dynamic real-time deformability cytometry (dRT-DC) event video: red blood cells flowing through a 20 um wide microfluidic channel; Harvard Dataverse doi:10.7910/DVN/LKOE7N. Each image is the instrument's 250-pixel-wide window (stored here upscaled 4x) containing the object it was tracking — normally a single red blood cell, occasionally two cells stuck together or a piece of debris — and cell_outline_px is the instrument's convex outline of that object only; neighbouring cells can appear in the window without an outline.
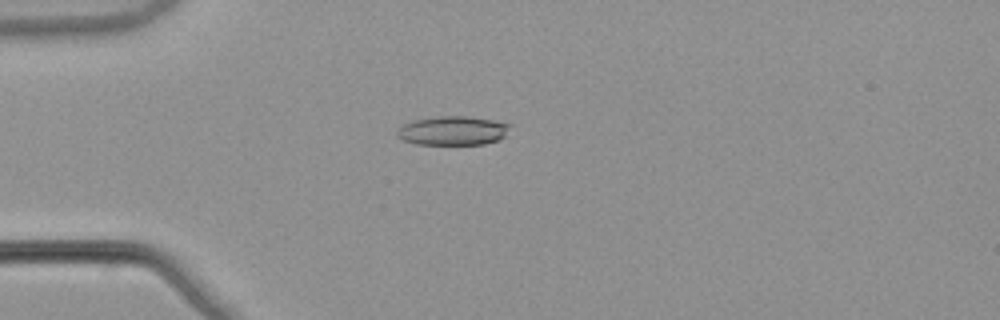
{"species": "common noctule bat (a hibernating species)", "species_latin": "Nyctalus noctula", "temperature_condition": "warm", "stored_images_in_passage": 39, "camera_frame_rate_fps": 3000, "um_per_image_px": 0.085, "animal": {"sex": "male", "body_mass_g": 21.5, "forearm_length_mm": 52.0}, "frame": {"image": 1, "passage_image": 1, "time_ms": 0.0, "image_size_px": [1000, 320], "cell_outline_px": [[512, 124], [504, 136], [500, 140], [484, 144], [416, 144], [404, 140], [396, 136], [396, 132], [404, 124], [412, 120], [436, 116], [468, 116], [492, 120]], "centroid_in_image_um": [38.49, 11.1], "position_along_channel_um": 46.5, "area_um2": 19.13}}
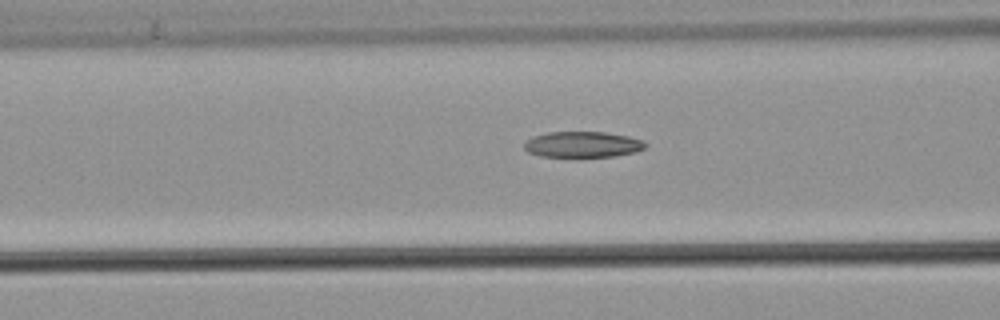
{"frame": {"image": 2, "passage_image": 8, "time_ms": 2.333, "image_size_px": [1000, 320], "cell_outline_px": [[648, 144], [644, 148], [636, 152], [616, 156], [540, 156], [528, 152], [524, 148], [524, 140], [532, 136], [548, 132], [604, 132], [628, 136], [644, 140]], "centroid_in_image_um": [49.52, 12.27], "position_along_channel_um": 117.1, "area_um2": 18.32}}
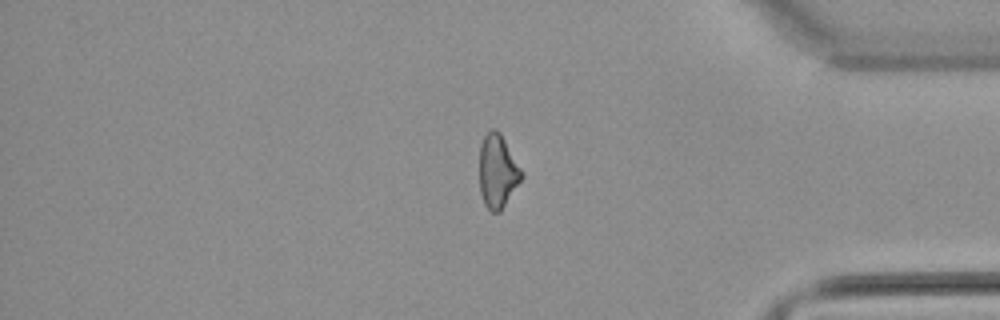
{"frame": {"image": 3, "passage_image": 31, "time_ms": 10.0, "image_size_px": [1000, 320], "cell_outline_px": [[524, 176], [500, 212], [492, 212], [484, 204], [480, 192], [480, 144], [484, 136], [492, 128], [496, 128], [500, 132], [524, 172]], "centroid_in_image_um": [42.31, 14.55], "position_along_channel_um": 392.9, "area_um2": 18.15}, "authors_computed_cell_mechanics": {"area_um2": 18.496, "velocity_mm_per_s": 3.9019, "shape_relaxation_time_tau1_ms": null, "shape_relaxation_time_tau2_ms": 6.0771, "deformation_change_tau1": null, "deformation_change_tau2": 0.154}}